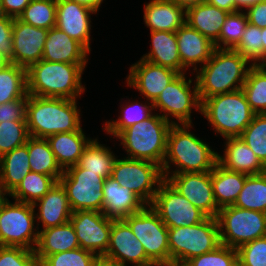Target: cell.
Returning a JSON list of instances; mask_svg holds the SVG:
<instances>
[{
    "label": "cell",
    "instance_id": "54",
    "mask_svg": "<svg viewBox=\"0 0 266 266\" xmlns=\"http://www.w3.org/2000/svg\"><path fill=\"white\" fill-rule=\"evenodd\" d=\"M71 1L87 6L88 8L94 10L95 12H98V10L100 9L99 7L103 2V0H71Z\"/></svg>",
    "mask_w": 266,
    "mask_h": 266
},
{
    "label": "cell",
    "instance_id": "29",
    "mask_svg": "<svg viewBox=\"0 0 266 266\" xmlns=\"http://www.w3.org/2000/svg\"><path fill=\"white\" fill-rule=\"evenodd\" d=\"M229 12L207 2L186 10V23L215 43Z\"/></svg>",
    "mask_w": 266,
    "mask_h": 266
},
{
    "label": "cell",
    "instance_id": "10",
    "mask_svg": "<svg viewBox=\"0 0 266 266\" xmlns=\"http://www.w3.org/2000/svg\"><path fill=\"white\" fill-rule=\"evenodd\" d=\"M35 208L32 204L6 198L0 208V246L34 250L39 231H35ZM35 231V232H34Z\"/></svg>",
    "mask_w": 266,
    "mask_h": 266
},
{
    "label": "cell",
    "instance_id": "6",
    "mask_svg": "<svg viewBox=\"0 0 266 266\" xmlns=\"http://www.w3.org/2000/svg\"><path fill=\"white\" fill-rule=\"evenodd\" d=\"M200 113L225 139L240 137L256 114L242 89L204 99Z\"/></svg>",
    "mask_w": 266,
    "mask_h": 266
},
{
    "label": "cell",
    "instance_id": "24",
    "mask_svg": "<svg viewBox=\"0 0 266 266\" xmlns=\"http://www.w3.org/2000/svg\"><path fill=\"white\" fill-rule=\"evenodd\" d=\"M225 140L224 156L218 154L217 159L220 166L246 175H258L266 172V166L239 137Z\"/></svg>",
    "mask_w": 266,
    "mask_h": 266
},
{
    "label": "cell",
    "instance_id": "59",
    "mask_svg": "<svg viewBox=\"0 0 266 266\" xmlns=\"http://www.w3.org/2000/svg\"><path fill=\"white\" fill-rule=\"evenodd\" d=\"M95 266H119V265L100 258L98 262L95 264Z\"/></svg>",
    "mask_w": 266,
    "mask_h": 266
},
{
    "label": "cell",
    "instance_id": "51",
    "mask_svg": "<svg viewBox=\"0 0 266 266\" xmlns=\"http://www.w3.org/2000/svg\"><path fill=\"white\" fill-rule=\"evenodd\" d=\"M248 23L263 29L266 27V3L261 1L246 9Z\"/></svg>",
    "mask_w": 266,
    "mask_h": 266
},
{
    "label": "cell",
    "instance_id": "22",
    "mask_svg": "<svg viewBox=\"0 0 266 266\" xmlns=\"http://www.w3.org/2000/svg\"><path fill=\"white\" fill-rule=\"evenodd\" d=\"M90 53L81 43L53 27L48 30L42 59L51 62L87 64Z\"/></svg>",
    "mask_w": 266,
    "mask_h": 266
},
{
    "label": "cell",
    "instance_id": "50",
    "mask_svg": "<svg viewBox=\"0 0 266 266\" xmlns=\"http://www.w3.org/2000/svg\"><path fill=\"white\" fill-rule=\"evenodd\" d=\"M14 19L8 16L0 18V52L4 53L9 58L12 57V29Z\"/></svg>",
    "mask_w": 266,
    "mask_h": 266
},
{
    "label": "cell",
    "instance_id": "58",
    "mask_svg": "<svg viewBox=\"0 0 266 266\" xmlns=\"http://www.w3.org/2000/svg\"><path fill=\"white\" fill-rule=\"evenodd\" d=\"M263 43V65H266V27L261 29Z\"/></svg>",
    "mask_w": 266,
    "mask_h": 266
},
{
    "label": "cell",
    "instance_id": "48",
    "mask_svg": "<svg viewBox=\"0 0 266 266\" xmlns=\"http://www.w3.org/2000/svg\"><path fill=\"white\" fill-rule=\"evenodd\" d=\"M0 266H38L34 250L0 246Z\"/></svg>",
    "mask_w": 266,
    "mask_h": 266
},
{
    "label": "cell",
    "instance_id": "27",
    "mask_svg": "<svg viewBox=\"0 0 266 266\" xmlns=\"http://www.w3.org/2000/svg\"><path fill=\"white\" fill-rule=\"evenodd\" d=\"M76 232L71 222L40 230L34 249L38 264L48 255L79 248Z\"/></svg>",
    "mask_w": 266,
    "mask_h": 266
},
{
    "label": "cell",
    "instance_id": "3",
    "mask_svg": "<svg viewBox=\"0 0 266 266\" xmlns=\"http://www.w3.org/2000/svg\"><path fill=\"white\" fill-rule=\"evenodd\" d=\"M192 124H173L167 137V150L162 171L164 176H170V165L177 169L173 174L196 173L212 171L217 164L218 153L188 131ZM213 150V151H212Z\"/></svg>",
    "mask_w": 266,
    "mask_h": 266
},
{
    "label": "cell",
    "instance_id": "12",
    "mask_svg": "<svg viewBox=\"0 0 266 266\" xmlns=\"http://www.w3.org/2000/svg\"><path fill=\"white\" fill-rule=\"evenodd\" d=\"M59 182L66 191L73 212H103V177L86 172L77 164L64 170Z\"/></svg>",
    "mask_w": 266,
    "mask_h": 266
},
{
    "label": "cell",
    "instance_id": "26",
    "mask_svg": "<svg viewBox=\"0 0 266 266\" xmlns=\"http://www.w3.org/2000/svg\"><path fill=\"white\" fill-rule=\"evenodd\" d=\"M144 6V22L151 31L176 32L186 22V10L170 0H151Z\"/></svg>",
    "mask_w": 266,
    "mask_h": 266
},
{
    "label": "cell",
    "instance_id": "60",
    "mask_svg": "<svg viewBox=\"0 0 266 266\" xmlns=\"http://www.w3.org/2000/svg\"><path fill=\"white\" fill-rule=\"evenodd\" d=\"M5 195L6 194L2 190L1 181H0V200H5L6 199Z\"/></svg>",
    "mask_w": 266,
    "mask_h": 266
},
{
    "label": "cell",
    "instance_id": "52",
    "mask_svg": "<svg viewBox=\"0 0 266 266\" xmlns=\"http://www.w3.org/2000/svg\"><path fill=\"white\" fill-rule=\"evenodd\" d=\"M31 0H1L2 11L5 16L18 18Z\"/></svg>",
    "mask_w": 266,
    "mask_h": 266
},
{
    "label": "cell",
    "instance_id": "9",
    "mask_svg": "<svg viewBox=\"0 0 266 266\" xmlns=\"http://www.w3.org/2000/svg\"><path fill=\"white\" fill-rule=\"evenodd\" d=\"M123 220L143 244L146 256L156 266L170 265L168 227L150 205H145L140 211L124 217Z\"/></svg>",
    "mask_w": 266,
    "mask_h": 266
},
{
    "label": "cell",
    "instance_id": "7",
    "mask_svg": "<svg viewBox=\"0 0 266 266\" xmlns=\"http://www.w3.org/2000/svg\"><path fill=\"white\" fill-rule=\"evenodd\" d=\"M220 244L219 227L214 217H207L196 225L168 228L170 265L186 263L193 257L214 250Z\"/></svg>",
    "mask_w": 266,
    "mask_h": 266
},
{
    "label": "cell",
    "instance_id": "33",
    "mask_svg": "<svg viewBox=\"0 0 266 266\" xmlns=\"http://www.w3.org/2000/svg\"><path fill=\"white\" fill-rule=\"evenodd\" d=\"M27 148L31 172L52 176L58 182L64 170L58 164L47 139L30 136Z\"/></svg>",
    "mask_w": 266,
    "mask_h": 266
},
{
    "label": "cell",
    "instance_id": "49",
    "mask_svg": "<svg viewBox=\"0 0 266 266\" xmlns=\"http://www.w3.org/2000/svg\"><path fill=\"white\" fill-rule=\"evenodd\" d=\"M27 96L15 101L0 105V123L2 122H26Z\"/></svg>",
    "mask_w": 266,
    "mask_h": 266
},
{
    "label": "cell",
    "instance_id": "31",
    "mask_svg": "<svg viewBox=\"0 0 266 266\" xmlns=\"http://www.w3.org/2000/svg\"><path fill=\"white\" fill-rule=\"evenodd\" d=\"M27 143L0 157V181L5 194L9 195L31 172Z\"/></svg>",
    "mask_w": 266,
    "mask_h": 266
},
{
    "label": "cell",
    "instance_id": "41",
    "mask_svg": "<svg viewBox=\"0 0 266 266\" xmlns=\"http://www.w3.org/2000/svg\"><path fill=\"white\" fill-rule=\"evenodd\" d=\"M248 25L246 13L236 11L229 13L221 28L219 38L214 43L218 49H233L240 41L244 30ZM221 43L224 44L221 46Z\"/></svg>",
    "mask_w": 266,
    "mask_h": 266
},
{
    "label": "cell",
    "instance_id": "14",
    "mask_svg": "<svg viewBox=\"0 0 266 266\" xmlns=\"http://www.w3.org/2000/svg\"><path fill=\"white\" fill-rule=\"evenodd\" d=\"M150 206L168 228L196 225L208 216L164 180Z\"/></svg>",
    "mask_w": 266,
    "mask_h": 266
},
{
    "label": "cell",
    "instance_id": "38",
    "mask_svg": "<svg viewBox=\"0 0 266 266\" xmlns=\"http://www.w3.org/2000/svg\"><path fill=\"white\" fill-rule=\"evenodd\" d=\"M234 206L266 213V172L246 177Z\"/></svg>",
    "mask_w": 266,
    "mask_h": 266
},
{
    "label": "cell",
    "instance_id": "35",
    "mask_svg": "<svg viewBox=\"0 0 266 266\" xmlns=\"http://www.w3.org/2000/svg\"><path fill=\"white\" fill-rule=\"evenodd\" d=\"M56 183L57 181L52 176L29 172L9 196L15 201L33 205L44 197Z\"/></svg>",
    "mask_w": 266,
    "mask_h": 266
},
{
    "label": "cell",
    "instance_id": "25",
    "mask_svg": "<svg viewBox=\"0 0 266 266\" xmlns=\"http://www.w3.org/2000/svg\"><path fill=\"white\" fill-rule=\"evenodd\" d=\"M37 206L39 211L35 218L42 222V230L69 222L73 213L66 191L59 181L44 197L33 204L34 208Z\"/></svg>",
    "mask_w": 266,
    "mask_h": 266
},
{
    "label": "cell",
    "instance_id": "53",
    "mask_svg": "<svg viewBox=\"0 0 266 266\" xmlns=\"http://www.w3.org/2000/svg\"><path fill=\"white\" fill-rule=\"evenodd\" d=\"M206 2L229 13L237 11L235 9V0H206Z\"/></svg>",
    "mask_w": 266,
    "mask_h": 266
},
{
    "label": "cell",
    "instance_id": "42",
    "mask_svg": "<svg viewBox=\"0 0 266 266\" xmlns=\"http://www.w3.org/2000/svg\"><path fill=\"white\" fill-rule=\"evenodd\" d=\"M266 166V113L255 114L239 137Z\"/></svg>",
    "mask_w": 266,
    "mask_h": 266
},
{
    "label": "cell",
    "instance_id": "23",
    "mask_svg": "<svg viewBox=\"0 0 266 266\" xmlns=\"http://www.w3.org/2000/svg\"><path fill=\"white\" fill-rule=\"evenodd\" d=\"M102 192L103 213L112 219H123L137 213L146 205L131 190L120 186L111 177L105 179Z\"/></svg>",
    "mask_w": 266,
    "mask_h": 266
},
{
    "label": "cell",
    "instance_id": "1",
    "mask_svg": "<svg viewBox=\"0 0 266 266\" xmlns=\"http://www.w3.org/2000/svg\"><path fill=\"white\" fill-rule=\"evenodd\" d=\"M76 99L27 95L26 123L31 137L47 138L81 129Z\"/></svg>",
    "mask_w": 266,
    "mask_h": 266
},
{
    "label": "cell",
    "instance_id": "32",
    "mask_svg": "<svg viewBox=\"0 0 266 266\" xmlns=\"http://www.w3.org/2000/svg\"><path fill=\"white\" fill-rule=\"evenodd\" d=\"M248 175L224 169L218 163L211 171L212 189L217 207L234 205Z\"/></svg>",
    "mask_w": 266,
    "mask_h": 266
},
{
    "label": "cell",
    "instance_id": "44",
    "mask_svg": "<svg viewBox=\"0 0 266 266\" xmlns=\"http://www.w3.org/2000/svg\"><path fill=\"white\" fill-rule=\"evenodd\" d=\"M99 259L95 253L79 247L48 255L38 266H95Z\"/></svg>",
    "mask_w": 266,
    "mask_h": 266
},
{
    "label": "cell",
    "instance_id": "34",
    "mask_svg": "<svg viewBox=\"0 0 266 266\" xmlns=\"http://www.w3.org/2000/svg\"><path fill=\"white\" fill-rule=\"evenodd\" d=\"M116 157L110 149L93 139L84 148L78 165L86 172L97 173L104 179L111 177Z\"/></svg>",
    "mask_w": 266,
    "mask_h": 266
},
{
    "label": "cell",
    "instance_id": "5",
    "mask_svg": "<svg viewBox=\"0 0 266 266\" xmlns=\"http://www.w3.org/2000/svg\"><path fill=\"white\" fill-rule=\"evenodd\" d=\"M172 125L161 114H154L123 130L116 138L127 151V158L150 161L162 167Z\"/></svg>",
    "mask_w": 266,
    "mask_h": 266
},
{
    "label": "cell",
    "instance_id": "43",
    "mask_svg": "<svg viewBox=\"0 0 266 266\" xmlns=\"http://www.w3.org/2000/svg\"><path fill=\"white\" fill-rule=\"evenodd\" d=\"M252 65H263V43L261 28L248 23L239 43L233 48ZM261 61V62H260ZM258 62V63H257Z\"/></svg>",
    "mask_w": 266,
    "mask_h": 266
},
{
    "label": "cell",
    "instance_id": "47",
    "mask_svg": "<svg viewBox=\"0 0 266 266\" xmlns=\"http://www.w3.org/2000/svg\"><path fill=\"white\" fill-rule=\"evenodd\" d=\"M239 266H266V236L237 249Z\"/></svg>",
    "mask_w": 266,
    "mask_h": 266
},
{
    "label": "cell",
    "instance_id": "37",
    "mask_svg": "<svg viewBox=\"0 0 266 266\" xmlns=\"http://www.w3.org/2000/svg\"><path fill=\"white\" fill-rule=\"evenodd\" d=\"M241 89L256 114L266 113V65H252Z\"/></svg>",
    "mask_w": 266,
    "mask_h": 266
},
{
    "label": "cell",
    "instance_id": "17",
    "mask_svg": "<svg viewBox=\"0 0 266 266\" xmlns=\"http://www.w3.org/2000/svg\"><path fill=\"white\" fill-rule=\"evenodd\" d=\"M171 175L164 178L178 193L208 217H217L219 208L212 189L211 171Z\"/></svg>",
    "mask_w": 266,
    "mask_h": 266
},
{
    "label": "cell",
    "instance_id": "57",
    "mask_svg": "<svg viewBox=\"0 0 266 266\" xmlns=\"http://www.w3.org/2000/svg\"><path fill=\"white\" fill-rule=\"evenodd\" d=\"M11 64L10 58L4 53L0 52V71L5 69Z\"/></svg>",
    "mask_w": 266,
    "mask_h": 266
},
{
    "label": "cell",
    "instance_id": "2",
    "mask_svg": "<svg viewBox=\"0 0 266 266\" xmlns=\"http://www.w3.org/2000/svg\"><path fill=\"white\" fill-rule=\"evenodd\" d=\"M233 49L215 48L196 75L200 101L217 94L240 90L252 64ZM233 86V87H232Z\"/></svg>",
    "mask_w": 266,
    "mask_h": 266
},
{
    "label": "cell",
    "instance_id": "28",
    "mask_svg": "<svg viewBox=\"0 0 266 266\" xmlns=\"http://www.w3.org/2000/svg\"><path fill=\"white\" fill-rule=\"evenodd\" d=\"M46 139L63 170L78 164L84 148L91 141L88 137L86 138L82 128L77 131L53 134Z\"/></svg>",
    "mask_w": 266,
    "mask_h": 266
},
{
    "label": "cell",
    "instance_id": "8",
    "mask_svg": "<svg viewBox=\"0 0 266 266\" xmlns=\"http://www.w3.org/2000/svg\"><path fill=\"white\" fill-rule=\"evenodd\" d=\"M216 220L220 243L234 249L266 236V213L260 211L230 205L219 209Z\"/></svg>",
    "mask_w": 266,
    "mask_h": 266
},
{
    "label": "cell",
    "instance_id": "11",
    "mask_svg": "<svg viewBox=\"0 0 266 266\" xmlns=\"http://www.w3.org/2000/svg\"><path fill=\"white\" fill-rule=\"evenodd\" d=\"M111 178L131 190L146 205L152 203L160 184L165 180L161 166L130 158L116 159ZM155 185L156 188L153 187Z\"/></svg>",
    "mask_w": 266,
    "mask_h": 266
},
{
    "label": "cell",
    "instance_id": "30",
    "mask_svg": "<svg viewBox=\"0 0 266 266\" xmlns=\"http://www.w3.org/2000/svg\"><path fill=\"white\" fill-rule=\"evenodd\" d=\"M151 51L142 59L159 66L182 73L176 32L151 31Z\"/></svg>",
    "mask_w": 266,
    "mask_h": 266
},
{
    "label": "cell",
    "instance_id": "13",
    "mask_svg": "<svg viewBox=\"0 0 266 266\" xmlns=\"http://www.w3.org/2000/svg\"><path fill=\"white\" fill-rule=\"evenodd\" d=\"M192 79L186 80L185 73H180L164 90L153 103L154 109H161L164 112L161 116L173 124H192V107L201 111V101L198 94L197 82L191 91ZM166 113V114H165ZM176 118L178 122L169 120V116Z\"/></svg>",
    "mask_w": 266,
    "mask_h": 266
},
{
    "label": "cell",
    "instance_id": "39",
    "mask_svg": "<svg viewBox=\"0 0 266 266\" xmlns=\"http://www.w3.org/2000/svg\"><path fill=\"white\" fill-rule=\"evenodd\" d=\"M57 0H31L18 19L26 24L45 28L56 27Z\"/></svg>",
    "mask_w": 266,
    "mask_h": 266
},
{
    "label": "cell",
    "instance_id": "4",
    "mask_svg": "<svg viewBox=\"0 0 266 266\" xmlns=\"http://www.w3.org/2000/svg\"><path fill=\"white\" fill-rule=\"evenodd\" d=\"M86 64L41 59L27 69V91L38 97L76 99L84 92L81 77Z\"/></svg>",
    "mask_w": 266,
    "mask_h": 266
},
{
    "label": "cell",
    "instance_id": "56",
    "mask_svg": "<svg viewBox=\"0 0 266 266\" xmlns=\"http://www.w3.org/2000/svg\"><path fill=\"white\" fill-rule=\"evenodd\" d=\"M264 0H235V9L237 11H242L241 8H248Z\"/></svg>",
    "mask_w": 266,
    "mask_h": 266
},
{
    "label": "cell",
    "instance_id": "62",
    "mask_svg": "<svg viewBox=\"0 0 266 266\" xmlns=\"http://www.w3.org/2000/svg\"><path fill=\"white\" fill-rule=\"evenodd\" d=\"M4 16V13L2 11V7H1V0H0V18Z\"/></svg>",
    "mask_w": 266,
    "mask_h": 266
},
{
    "label": "cell",
    "instance_id": "19",
    "mask_svg": "<svg viewBox=\"0 0 266 266\" xmlns=\"http://www.w3.org/2000/svg\"><path fill=\"white\" fill-rule=\"evenodd\" d=\"M179 75L178 72L140 59L130 68L127 86L137 89L154 103L161 92Z\"/></svg>",
    "mask_w": 266,
    "mask_h": 266
},
{
    "label": "cell",
    "instance_id": "55",
    "mask_svg": "<svg viewBox=\"0 0 266 266\" xmlns=\"http://www.w3.org/2000/svg\"><path fill=\"white\" fill-rule=\"evenodd\" d=\"M176 5L183 7L185 10L188 8L206 2V0H170Z\"/></svg>",
    "mask_w": 266,
    "mask_h": 266
},
{
    "label": "cell",
    "instance_id": "16",
    "mask_svg": "<svg viewBox=\"0 0 266 266\" xmlns=\"http://www.w3.org/2000/svg\"><path fill=\"white\" fill-rule=\"evenodd\" d=\"M101 259L119 266H127L129 262L134 266H156L146 256L143 244L123 219L112 220L109 246Z\"/></svg>",
    "mask_w": 266,
    "mask_h": 266
},
{
    "label": "cell",
    "instance_id": "20",
    "mask_svg": "<svg viewBox=\"0 0 266 266\" xmlns=\"http://www.w3.org/2000/svg\"><path fill=\"white\" fill-rule=\"evenodd\" d=\"M91 13L94 10L71 0H57L56 27L90 52Z\"/></svg>",
    "mask_w": 266,
    "mask_h": 266
},
{
    "label": "cell",
    "instance_id": "46",
    "mask_svg": "<svg viewBox=\"0 0 266 266\" xmlns=\"http://www.w3.org/2000/svg\"><path fill=\"white\" fill-rule=\"evenodd\" d=\"M186 264L188 266H237V249L220 244L210 252L191 258Z\"/></svg>",
    "mask_w": 266,
    "mask_h": 266
},
{
    "label": "cell",
    "instance_id": "40",
    "mask_svg": "<svg viewBox=\"0 0 266 266\" xmlns=\"http://www.w3.org/2000/svg\"><path fill=\"white\" fill-rule=\"evenodd\" d=\"M148 104L150 105L147 106L138 102L127 104L122 108V115H120L119 119L106 122L105 128L103 129L106 130L107 134H112L117 137L123 130L135 123H140L148 119L152 115L151 111L154 110L153 103L150 102Z\"/></svg>",
    "mask_w": 266,
    "mask_h": 266
},
{
    "label": "cell",
    "instance_id": "45",
    "mask_svg": "<svg viewBox=\"0 0 266 266\" xmlns=\"http://www.w3.org/2000/svg\"><path fill=\"white\" fill-rule=\"evenodd\" d=\"M29 137L26 122L0 123V157L27 143Z\"/></svg>",
    "mask_w": 266,
    "mask_h": 266
},
{
    "label": "cell",
    "instance_id": "15",
    "mask_svg": "<svg viewBox=\"0 0 266 266\" xmlns=\"http://www.w3.org/2000/svg\"><path fill=\"white\" fill-rule=\"evenodd\" d=\"M112 220L103 212L75 211L69 221L74 227L80 248L101 258L109 246Z\"/></svg>",
    "mask_w": 266,
    "mask_h": 266
},
{
    "label": "cell",
    "instance_id": "18",
    "mask_svg": "<svg viewBox=\"0 0 266 266\" xmlns=\"http://www.w3.org/2000/svg\"><path fill=\"white\" fill-rule=\"evenodd\" d=\"M48 30L35 27L15 18L12 29L11 63L24 68L42 59Z\"/></svg>",
    "mask_w": 266,
    "mask_h": 266
},
{
    "label": "cell",
    "instance_id": "61",
    "mask_svg": "<svg viewBox=\"0 0 266 266\" xmlns=\"http://www.w3.org/2000/svg\"><path fill=\"white\" fill-rule=\"evenodd\" d=\"M169 266H188L186 263L178 262V263H172Z\"/></svg>",
    "mask_w": 266,
    "mask_h": 266
},
{
    "label": "cell",
    "instance_id": "36",
    "mask_svg": "<svg viewBox=\"0 0 266 266\" xmlns=\"http://www.w3.org/2000/svg\"><path fill=\"white\" fill-rule=\"evenodd\" d=\"M27 95L26 68L11 63L0 71V105Z\"/></svg>",
    "mask_w": 266,
    "mask_h": 266
},
{
    "label": "cell",
    "instance_id": "21",
    "mask_svg": "<svg viewBox=\"0 0 266 266\" xmlns=\"http://www.w3.org/2000/svg\"><path fill=\"white\" fill-rule=\"evenodd\" d=\"M176 37L182 63V73H184L186 67L193 65L197 72L196 64L204 65L211 58L215 49L214 43L186 22L176 31Z\"/></svg>",
    "mask_w": 266,
    "mask_h": 266
}]
</instances>
